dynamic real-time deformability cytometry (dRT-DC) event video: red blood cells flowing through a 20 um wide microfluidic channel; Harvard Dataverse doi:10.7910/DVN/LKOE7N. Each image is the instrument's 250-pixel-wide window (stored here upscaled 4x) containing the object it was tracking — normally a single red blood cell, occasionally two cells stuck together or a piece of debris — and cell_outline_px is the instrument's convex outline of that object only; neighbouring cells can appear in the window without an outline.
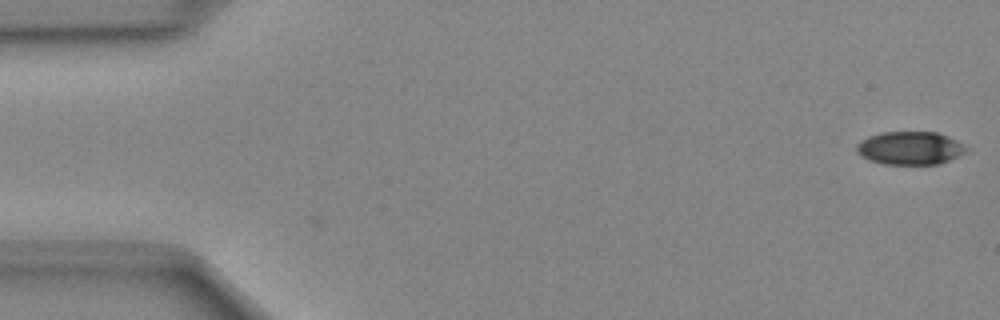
{"species": "Egyptian fruit bat (a non-hibernating species)", "species_latin": "Rousettus aegyptiacus", "temperature_condition": "cold", "stored_images_in_passage": 49, "camera_frame_rate_fps": 3000, "um_per_image_px": 0.085, "animal": {"sex": "female"}, "frame": {"image": 1, "passage_image": 1, "time_ms": 0.0, "image_size_px": [1000, 320], "cell_outline_px": [[968, 148], [964, 152], [940, 164], [884, 164], [868, 160], [860, 156], [856, 152], [856, 144], [860, 140], [868, 136], [880, 132], [936, 132], [948, 136], [956, 140]], "centroid_in_image_um": [77.28, 12.58], "position_along_channel_um": 7.7, "area_um2": 21.21}}
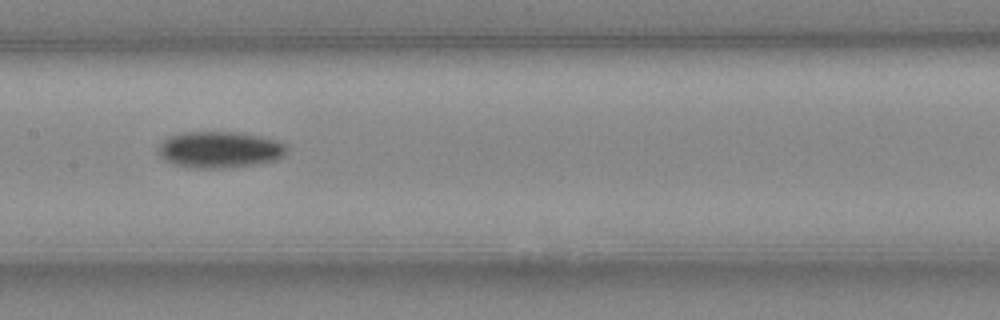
{"frame": {"image": 2, "passage_image": 24, "time_ms": 7.667, "image_size_px": [1000, 320], "cell_outline_px": [[288, 152], [284, 156], [276, 160], [256, 164], [224, 168], [188, 168], [172, 164], [164, 160], [160, 156], [160, 144], [168, 136], [180, 132], [244, 132], [276, 140], [284, 144], [288, 148]], "centroid_in_image_um": [18.68, 12.72], "position_along_channel_um": 188.7, "area_um2": 27.57}}
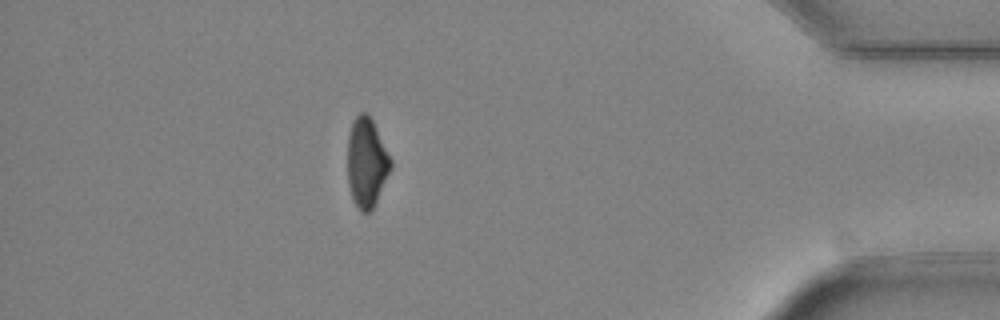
{"frame": {"image": 3, "passage_image": 43, "time_ms": 14.0, "image_size_px": [1000, 320], "cell_outline_px": [[392, 168], [372, 208], [368, 212], [364, 212], [356, 204], [352, 196], [348, 184], [348, 136], [352, 124], [356, 116], [360, 112], [364, 112], [372, 120], [392, 160]], "centroid_in_image_um": [31.17, 13.79], "position_along_channel_um": 404.0, "area_um2": 21.96}}